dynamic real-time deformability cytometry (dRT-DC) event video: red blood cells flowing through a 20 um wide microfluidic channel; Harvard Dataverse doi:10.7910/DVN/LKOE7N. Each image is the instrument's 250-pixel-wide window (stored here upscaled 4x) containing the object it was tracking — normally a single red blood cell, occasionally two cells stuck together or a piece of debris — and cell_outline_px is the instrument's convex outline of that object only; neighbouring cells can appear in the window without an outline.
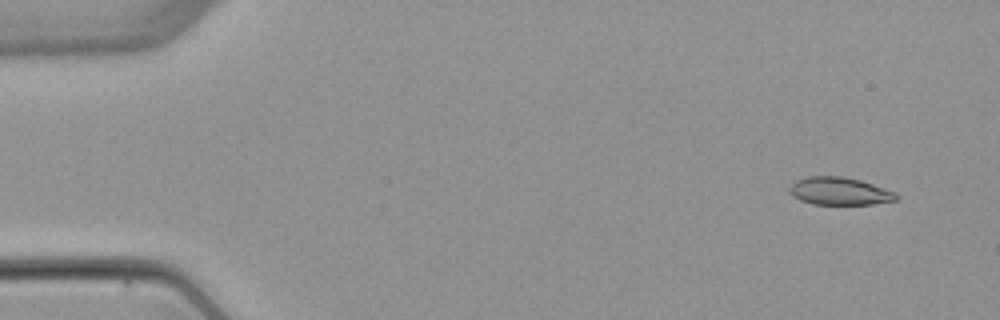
{"species": "common noctule bat (a hibernating species)", "species_latin": "Nyctalus noctula", "temperature_condition": "warm", "stored_images_in_passage": 5, "camera_frame_rate_fps": 3000, "um_per_image_px": 0.085, "animal": {"sex": "female", "body_mass_g": 22.7, "forearm_length_mm": 54.2}, "frame": {"image": 1, "passage_image": 1, "time_ms": 0.0, "image_size_px": [1000, 320], "cell_outline_px": [[900, 196], [896, 200], [872, 204], [812, 204], [800, 200], [792, 196], [784, 188], [796, 180], [808, 176], [840, 176], [860, 180], [896, 192]], "centroid_in_image_um": [71.29, 16.24], "position_along_channel_um": 13.7, "area_um2": 17.46}}
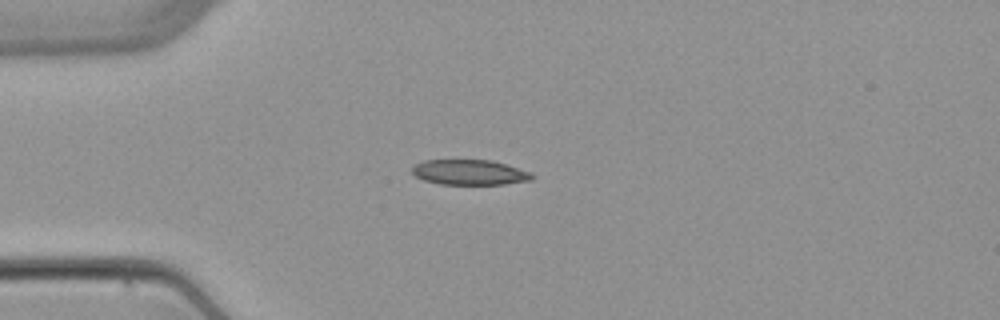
{"frame": {"image": 2, "passage_image": 3, "time_ms": 3.333, "image_size_px": [1000, 320], "cell_outline_px": [[536, 176], [532, 180], [504, 184], [440, 184], [424, 180], [416, 176], [412, 172], [412, 168], [416, 164], [424, 160], [492, 160], [532, 172]], "centroid_in_image_um": [39.96, 14.65], "position_along_channel_um": 45.0, "area_um2": 17.63}}
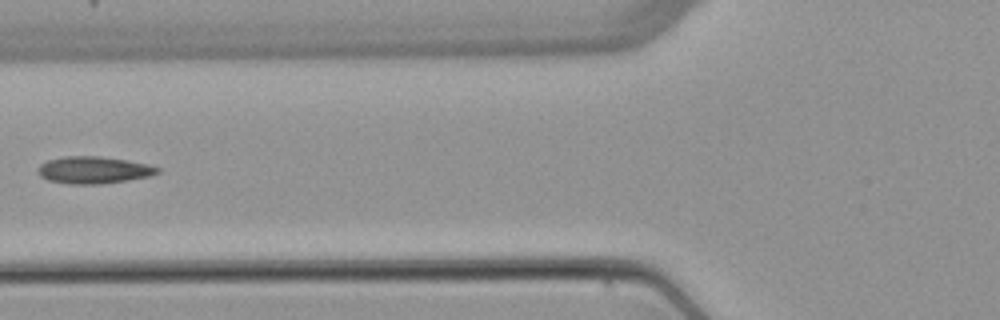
{"frame": {"image": 3, "passage_image": 5, "time_ms": 5.667, "image_size_px": [1000, 320], "cell_outline_px": [[160, 172], [152, 176], [128, 180], [100, 184], [68, 184], [48, 180], [40, 176], [36, 172], [36, 168], [40, 164], [48, 160], [64, 156], [100, 156], [148, 164], [160, 168]], "centroid_in_image_um": [7.94, 14.45], "position_along_channel_um": 117.9, "area_um2": 19.02}}